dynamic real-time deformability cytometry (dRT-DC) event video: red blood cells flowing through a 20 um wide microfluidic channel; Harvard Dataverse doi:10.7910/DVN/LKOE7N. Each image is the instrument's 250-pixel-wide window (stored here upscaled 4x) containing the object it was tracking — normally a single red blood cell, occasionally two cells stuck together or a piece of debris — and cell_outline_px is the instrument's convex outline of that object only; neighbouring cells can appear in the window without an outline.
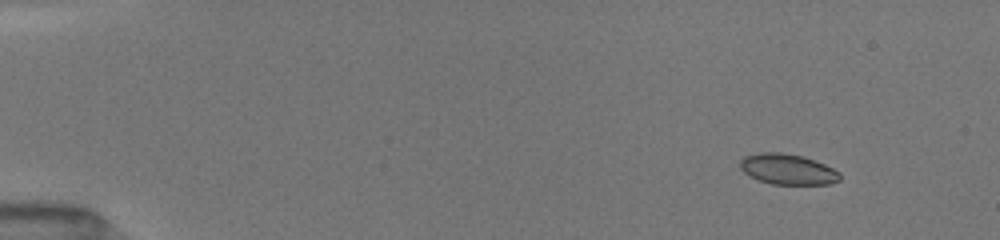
{"species": "common noctule bat (a hibernating species)", "species_latin": "Nyctalus noctula", "temperature_condition": "room temperature", "stored_images_in_passage": 9, "camera_frame_rate_fps": 3000, "um_per_image_px": 0.085, "animal": {"sex": "female", "body_mass_g": 19.5, "forearm_length_mm": 54.1}, "frame": {"image": 1, "passage_image": 3, "time_ms": 1.667, "image_size_px": [1000, 240], "cell_outline_px": [[840, 180], [832, 184], [772, 184], [748, 176], [740, 168], [740, 160], [744, 156], [760, 152], [780, 152], [804, 156], [824, 164], [840, 172]], "centroid_in_image_um": [66.95, 14.38], "position_along_channel_um": 18.1, "area_um2": 17.86}}
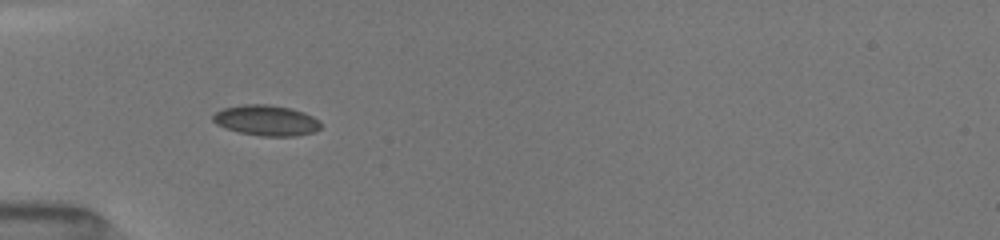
{"frame": {"image": 2, "passage_image": 7, "time_ms": 5.667, "image_size_px": [1000, 240], "cell_outline_px": [[320, 128], [316, 132], [296, 136], [260, 136], [240, 132], [216, 124], [212, 120], [212, 116], [216, 112], [224, 108], [244, 104], [268, 104], [288, 108], [304, 112], [312, 116], [320, 124]], "centroid_in_image_um": [22.63, 10.24], "position_along_channel_um": 62.4, "area_um2": 19.02}}
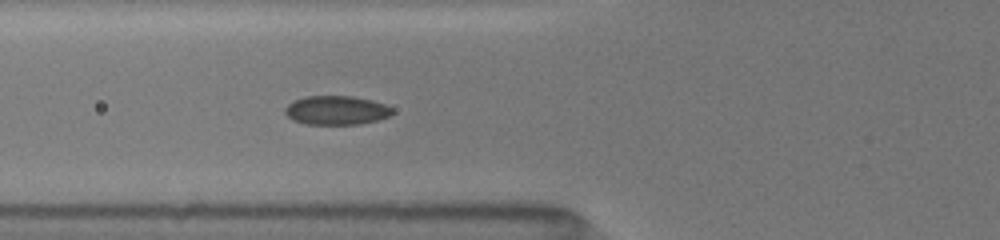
{"frame": {"image": 3, "passage_image": 9, "time_ms": 6.667, "image_size_px": [1000, 240], "cell_outline_px": [[392, 112], [388, 116], [380, 120], [360, 124], [304, 124], [292, 120], [284, 112], [284, 108], [288, 104], [296, 100], [308, 96], [352, 96], [372, 100], [384, 104], [392, 108]], "centroid_in_image_um": [28.58, 9.38], "position_along_channel_um": 97.2, "area_um2": 18.09}}